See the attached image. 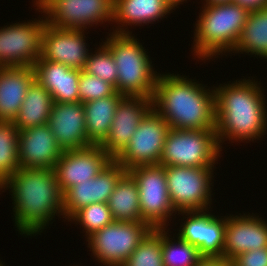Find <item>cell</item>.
Wrapping results in <instances>:
<instances>
[{"label":"cell","mask_w":267,"mask_h":266,"mask_svg":"<svg viewBox=\"0 0 267 266\" xmlns=\"http://www.w3.org/2000/svg\"><path fill=\"white\" fill-rule=\"evenodd\" d=\"M5 188L12 193L15 226L25 237L36 236L55 215H63V192L54 169L19 168L0 191Z\"/></svg>","instance_id":"obj_1"},{"label":"cell","mask_w":267,"mask_h":266,"mask_svg":"<svg viewBox=\"0 0 267 266\" xmlns=\"http://www.w3.org/2000/svg\"><path fill=\"white\" fill-rule=\"evenodd\" d=\"M179 74H159L152 107L170 128L177 130L216 129L215 88Z\"/></svg>","instance_id":"obj_2"},{"label":"cell","mask_w":267,"mask_h":266,"mask_svg":"<svg viewBox=\"0 0 267 266\" xmlns=\"http://www.w3.org/2000/svg\"><path fill=\"white\" fill-rule=\"evenodd\" d=\"M260 83L251 79L232 81L215 88L216 129L222 148L225 140L254 141L266 135L267 106ZM262 90H261V89ZM259 137V138H258ZM234 140V141H233Z\"/></svg>","instance_id":"obj_3"},{"label":"cell","mask_w":267,"mask_h":266,"mask_svg":"<svg viewBox=\"0 0 267 266\" xmlns=\"http://www.w3.org/2000/svg\"><path fill=\"white\" fill-rule=\"evenodd\" d=\"M202 9L195 24L194 56L210 60L214 56L217 58L220 54L233 52L250 11L233 1L204 5Z\"/></svg>","instance_id":"obj_4"},{"label":"cell","mask_w":267,"mask_h":266,"mask_svg":"<svg viewBox=\"0 0 267 266\" xmlns=\"http://www.w3.org/2000/svg\"><path fill=\"white\" fill-rule=\"evenodd\" d=\"M109 33L103 44L110 50L117 66L116 91L123 96L153 98L160 73L134 34ZM138 40V41H137Z\"/></svg>","instance_id":"obj_5"},{"label":"cell","mask_w":267,"mask_h":266,"mask_svg":"<svg viewBox=\"0 0 267 266\" xmlns=\"http://www.w3.org/2000/svg\"><path fill=\"white\" fill-rule=\"evenodd\" d=\"M222 149L215 129L170 128L164 141L161 166L215 167Z\"/></svg>","instance_id":"obj_6"},{"label":"cell","mask_w":267,"mask_h":266,"mask_svg":"<svg viewBox=\"0 0 267 266\" xmlns=\"http://www.w3.org/2000/svg\"><path fill=\"white\" fill-rule=\"evenodd\" d=\"M153 228L143 221H113L90 237L88 247L98 263L122 266Z\"/></svg>","instance_id":"obj_7"},{"label":"cell","mask_w":267,"mask_h":266,"mask_svg":"<svg viewBox=\"0 0 267 266\" xmlns=\"http://www.w3.org/2000/svg\"><path fill=\"white\" fill-rule=\"evenodd\" d=\"M164 167L168 193L176 212L209 210L215 167Z\"/></svg>","instance_id":"obj_8"},{"label":"cell","mask_w":267,"mask_h":266,"mask_svg":"<svg viewBox=\"0 0 267 266\" xmlns=\"http://www.w3.org/2000/svg\"><path fill=\"white\" fill-rule=\"evenodd\" d=\"M35 1V9L45 14L41 18L56 28L86 30L94 24L97 26L106 21L113 22L114 0Z\"/></svg>","instance_id":"obj_9"},{"label":"cell","mask_w":267,"mask_h":266,"mask_svg":"<svg viewBox=\"0 0 267 266\" xmlns=\"http://www.w3.org/2000/svg\"><path fill=\"white\" fill-rule=\"evenodd\" d=\"M128 172L138 184L142 221L153 229L167 228V220L177 212L168 193L165 167L137 166L129 169Z\"/></svg>","instance_id":"obj_10"},{"label":"cell","mask_w":267,"mask_h":266,"mask_svg":"<svg viewBox=\"0 0 267 266\" xmlns=\"http://www.w3.org/2000/svg\"><path fill=\"white\" fill-rule=\"evenodd\" d=\"M170 126L152 107L142 118L126 148L114 159L127 171L159 165Z\"/></svg>","instance_id":"obj_11"},{"label":"cell","mask_w":267,"mask_h":266,"mask_svg":"<svg viewBox=\"0 0 267 266\" xmlns=\"http://www.w3.org/2000/svg\"><path fill=\"white\" fill-rule=\"evenodd\" d=\"M31 21L6 25L0 29V67H33L41 57L46 19Z\"/></svg>","instance_id":"obj_12"},{"label":"cell","mask_w":267,"mask_h":266,"mask_svg":"<svg viewBox=\"0 0 267 266\" xmlns=\"http://www.w3.org/2000/svg\"><path fill=\"white\" fill-rule=\"evenodd\" d=\"M113 158L100 146L64 151L54 166L56 180L64 193L71 186L97 176Z\"/></svg>","instance_id":"obj_13"},{"label":"cell","mask_w":267,"mask_h":266,"mask_svg":"<svg viewBox=\"0 0 267 266\" xmlns=\"http://www.w3.org/2000/svg\"><path fill=\"white\" fill-rule=\"evenodd\" d=\"M127 172L114 159L94 178L77 183L63 193V218L69 220L92 203H107L119 179Z\"/></svg>","instance_id":"obj_14"},{"label":"cell","mask_w":267,"mask_h":266,"mask_svg":"<svg viewBox=\"0 0 267 266\" xmlns=\"http://www.w3.org/2000/svg\"><path fill=\"white\" fill-rule=\"evenodd\" d=\"M84 33V29H62L46 23L42 32L41 57L83 70L89 57Z\"/></svg>","instance_id":"obj_15"},{"label":"cell","mask_w":267,"mask_h":266,"mask_svg":"<svg viewBox=\"0 0 267 266\" xmlns=\"http://www.w3.org/2000/svg\"><path fill=\"white\" fill-rule=\"evenodd\" d=\"M180 213L187 214V219L180 225L177 236L197 247L202 256L222 258L226 216L215 217L209 210Z\"/></svg>","instance_id":"obj_16"},{"label":"cell","mask_w":267,"mask_h":266,"mask_svg":"<svg viewBox=\"0 0 267 266\" xmlns=\"http://www.w3.org/2000/svg\"><path fill=\"white\" fill-rule=\"evenodd\" d=\"M151 108L152 98L124 96L116 107L109 134L100 146L115 159L126 148Z\"/></svg>","instance_id":"obj_17"},{"label":"cell","mask_w":267,"mask_h":266,"mask_svg":"<svg viewBox=\"0 0 267 266\" xmlns=\"http://www.w3.org/2000/svg\"><path fill=\"white\" fill-rule=\"evenodd\" d=\"M253 214L226 217L222 258L231 261L247 251L267 247V221Z\"/></svg>","instance_id":"obj_18"},{"label":"cell","mask_w":267,"mask_h":266,"mask_svg":"<svg viewBox=\"0 0 267 266\" xmlns=\"http://www.w3.org/2000/svg\"><path fill=\"white\" fill-rule=\"evenodd\" d=\"M48 125L63 152L94 145L86 134L85 111L81 102H54Z\"/></svg>","instance_id":"obj_19"},{"label":"cell","mask_w":267,"mask_h":266,"mask_svg":"<svg viewBox=\"0 0 267 266\" xmlns=\"http://www.w3.org/2000/svg\"><path fill=\"white\" fill-rule=\"evenodd\" d=\"M20 168L54 169L63 151L48 123L19 131Z\"/></svg>","instance_id":"obj_20"},{"label":"cell","mask_w":267,"mask_h":266,"mask_svg":"<svg viewBox=\"0 0 267 266\" xmlns=\"http://www.w3.org/2000/svg\"><path fill=\"white\" fill-rule=\"evenodd\" d=\"M35 79L48 91L53 102L77 103L79 96V76L81 70L64 64L47 61L40 57L34 63Z\"/></svg>","instance_id":"obj_21"},{"label":"cell","mask_w":267,"mask_h":266,"mask_svg":"<svg viewBox=\"0 0 267 266\" xmlns=\"http://www.w3.org/2000/svg\"><path fill=\"white\" fill-rule=\"evenodd\" d=\"M34 80V67H0V121L15 120Z\"/></svg>","instance_id":"obj_22"},{"label":"cell","mask_w":267,"mask_h":266,"mask_svg":"<svg viewBox=\"0 0 267 266\" xmlns=\"http://www.w3.org/2000/svg\"><path fill=\"white\" fill-rule=\"evenodd\" d=\"M172 9L164 0H114L113 22L117 23L118 29H113L111 33L130 34L126 31L127 25L143 26L159 21L158 19L171 13ZM123 26L127 28L124 29Z\"/></svg>","instance_id":"obj_23"},{"label":"cell","mask_w":267,"mask_h":266,"mask_svg":"<svg viewBox=\"0 0 267 266\" xmlns=\"http://www.w3.org/2000/svg\"><path fill=\"white\" fill-rule=\"evenodd\" d=\"M53 98L36 79L28 87L19 113L13 121L19 131L48 123Z\"/></svg>","instance_id":"obj_24"},{"label":"cell","mask_w":267,"mask_h":266,"mask_svg":"<svg viewBox=\"0 0 267 266\" xmlns=\"http://www.w3.org/2000/svg\"><path fill=\"white\" fill-rule=\"evenodd\" d=\"M123 97L116 92L112 96L83 103L86 134L94 145H100L109 134L116 107Z\"/></svg>","instance_id":"obj_25"},{"label":"cell","mask_w":267,"mask_h":266,"mask_svg":"<svg viewBox=\"0 0 267 266\" xmlns=\"http://www.w3.org/2000/svg\"><path fill=\"white\" fill-rule=\"evenodd\" d=\"M107 204L114 221H142L138 184L128 171L119 179Z\"/></svg>","instance_id":"obj_26"},{"label":"cell","mask_w":267,"mask_h":266,"mask_svg":"<svg viewBox=\"0 0 267 266\" xmlns=\"http://www.w3.org/2000/svg\"><path fill=\"white\" fill-rule=\"evenodd\" d=\"M234 52L267 58V7L250 11Z\"/></svg>","instance_id":"obj_27"},{"label":"cell","mask_w":267,"mask_h":266,"mask_svg":"<svg viewBox=\"0 0 267 266\" xmlns=\"http://www.w3.org/2000/svg\"><path fill=\"white\" fill-rule=\"evenodd\" d=\"M18 141L14 122L0 121V186L20 168Z\"/></svg>","instance_id":"obj_28"},{"label":"cell","mask_w":267,"mask_h":266,"mask_svg":"<svg viewBox=\"0 0 267 266\" xmlns=\"http://www.w3.org/2000/svg\"><path fill=\"white\" fill-rule=\"evenodd\" d=\"M162 228V260L164 266H195L203 257L198 248L182 240L169 238L170 235ZM172 239V240H171Z\"/></svg>","instance_id":"obj_29"},{"label":"cell","mask_w":267,"mask_h":266,"mask_svg":"<svg viewBox=\"0 0 267 266\" xmlns=\"http://www.w3.org/2000/svg\"><path fill=\"white\" fill-rule=\"evenodd\" d=\"M122 266H164L162 260V228L153 229Z\"/></svg>","instance_id":"obj_30"},{"label":"cell","mask_w":267,"mask_h":266,"mask_svg":"<svg viewBox=\"0 0 267 266\" xmlns=\"http://www.w3.org/2000/svg\"><path fill=\"white\" fill-rule=\"evenodd\" d=\"M68 221L80 223L88 238L104 226L111 224L114 219L107 203H92L78 210Z\"/></svg>","instance_id":"obj_31"},{"label":"cell","mask_w":267,"mask_h":266,"mask_svg":"<svg viewBox=\"0 0 267 266\" xmlns=\"http://www.w3.org/2000/svg\"><path fill=\"white\" fill-rule=\"evenodd\" d=\"M83 70L116 87L117 66L110 50L104 44L100 45L95 51V54L92 52L91 54L89 53L88 60Z\"/></svg>","instance_id":"obj_32"},{"label":"cell","mask_w":267,"mask_h":266,"mask_svg":"<svg viewBox=\"0 0 267 266\" xmlns=\"http://www.w3.org/2000/svg\"><path fill=\"white\" fill-rule=\"evenodd\" d=\"M116 92L112 84L81 70L79 76V96L82 104L87 101L112 96Z\"/></svg>","instance_id":"obj_33"},{"label":"cell","mask_w":267,"mask_h":266,"mask_svg":"<svg viewBox=\"0 0 267 266\" xmlns=\"http://www.w3.org/2000/svg\"><path fill=\"white\" fill-rule=\"evenodd\" d=\"M230 262L231 266H267V247L242 253Z\"/></svg>","instance_id":"obj_34"},{"label":"cell","mask_w":267,"mask_h":266,"mask_svg":"<svg viewBox=\"0 0 267 266\" xmlns=\"http://www.w3.org/2000/svg\"><path fill=\"white\" fill-rule=\"evenodd\" d=\"M195 266H231L228 259L203 256Z\"/></svg>","instance_id":"obj_35"},{"label":"cell","mask_w":267,"mask_h":266,"mask_svg":"<svg viewBox=\"0 0 267 266\" xmlns=\"http://www.w3.org/2000/svg\"><path fill=\"white\" fill-rule=\"evenodd\" d=\"M234 3L247 8L249 11L267 7V0H233Z\"/></svg>","instance_id":"obj_36"},{"label":"cell","mask_w":267,"mask_h":266,"mask_svg":"<svg viewBox=\"0 0 267 266\" xmlns=\"http://www.w3.org/2000/svg\"><path fill=\"white\" fill-rule=\"evenodd\" d=\"M204 1H205L204 5H217L226 2H232L233 0H204Z\"/></svg>","instance_id":"obj_37"},{"label":"cell","mask_w":267,"mask_h":266,"mask_svg":"<svg viewBox=\"0 0 267 266\" xmlns=\"http://www.w3.org/2000/svg\"><path fill=\"white\" fill-rule=\"evenodd\" d=\"M167 4H169L173 10L175 9V7H177L178 5L182 4V2L187 1V0H164Z\"/></svg>","instance_id":"obj_38"}]
</instances>
